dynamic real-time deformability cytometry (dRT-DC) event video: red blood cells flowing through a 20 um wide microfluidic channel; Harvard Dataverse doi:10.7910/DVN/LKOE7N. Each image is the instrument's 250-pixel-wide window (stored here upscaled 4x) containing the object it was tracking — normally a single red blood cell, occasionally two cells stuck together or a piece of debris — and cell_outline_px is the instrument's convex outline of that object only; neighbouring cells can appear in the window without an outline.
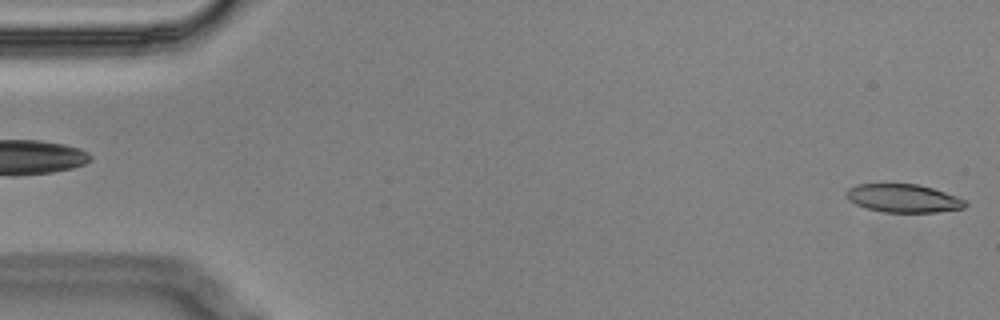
{"species": "Egyptian fruit bat (a non-hibernating species)", "species_latin": "Rousettus aegyptiacus", "temperature_condition": "cold", "stored_images_in_passage": 3, "segment_of_instrument_passage": [2, 2], "camera_frame_rate_fps": 3000, "um_per_image_px": 0.085, "animal": {"sex": "male"}, "frame": {"image": 1, "passage_image": 3, "time_ms": 0.667, "image_size_px": [1000, 320], "cell_outline_px": [[968, 204], [964, 208], [936, 212], [884, 212], [864, 208], [848, 200], [844, 196], [844, 192], [848, 188], [856, 184], [916, 184], [932, 188], [956, 196], [964, 200]], "centroid_in_image_um": [76.72, 16.85], "position_along_channel_um": 8.3, "area_um2": 19.65}}